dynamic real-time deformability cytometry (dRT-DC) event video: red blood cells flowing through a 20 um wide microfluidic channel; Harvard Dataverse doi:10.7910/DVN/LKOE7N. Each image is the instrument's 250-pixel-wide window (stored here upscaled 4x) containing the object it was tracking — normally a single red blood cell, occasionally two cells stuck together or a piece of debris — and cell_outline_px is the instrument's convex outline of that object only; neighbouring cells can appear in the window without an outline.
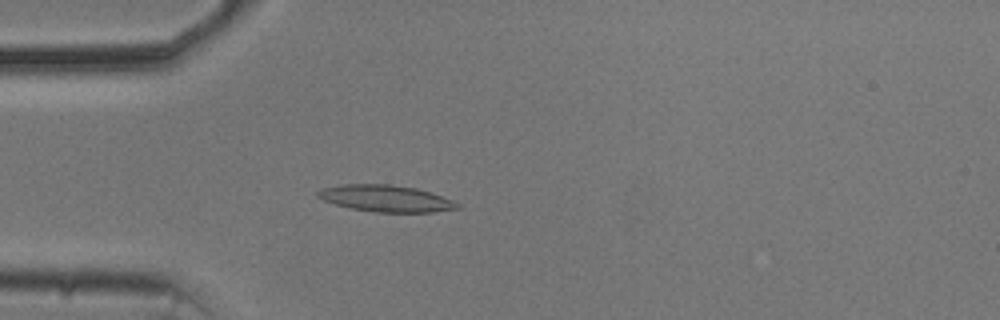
{"species": "common noctule bat (a hibernating species)", "species_latin": "Nyctalus noctula", "temperature_condition": "cold", "stored_images_in_passage": 54, "camera_frame_rate_fps": 3000, "um_per_image_px": 0.085, "animal": {"sex": "male", "body_mass_g": 20.5, "forearm_length_mm": 52.5}, "frame": {"image": 1, "passage_image": 15, "time_ms": 4.667, "image_size_px": [1000, 320], "cell_outline_px": [[460, 208], [432, 212], [376, 212], [348, 208], [324, 200], [316, 196], [316, 192], [324, 188], [344, 184], [388, 184], [416, 188], [452, 200], [460, 204]], "centroid_in_image_um": [32.78, 16.87], "position_along_channel_um": 52.2, "area_um2": 21.44}}
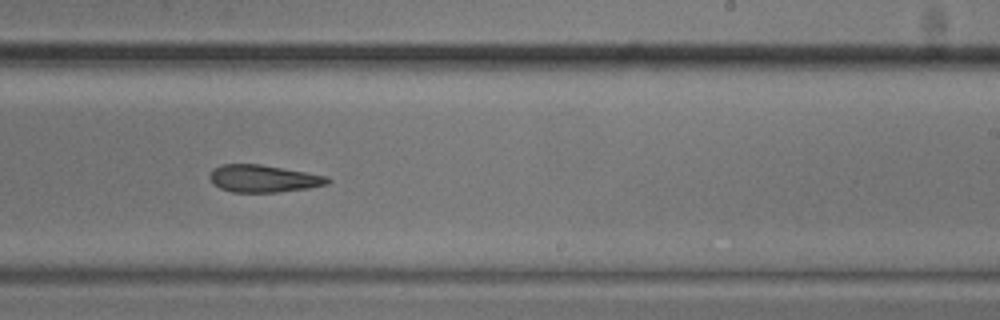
{"frame": {"image": 2, "passage_image": 33, "time_ms": 10.667, "image_size_px": [1000, 320], "cell_outline_px": [[332, 180], [328, 184], [308, 188], [280, 192], [232, 192], [220, 188], [212, 184], [208, 176], [212, 168], [220, 164], [260, 164], [328, 176]], "centroid_in_image_um": [22.36, 15.18], "position_along_channel_um": 266.6, "area_um2": 18.96}}
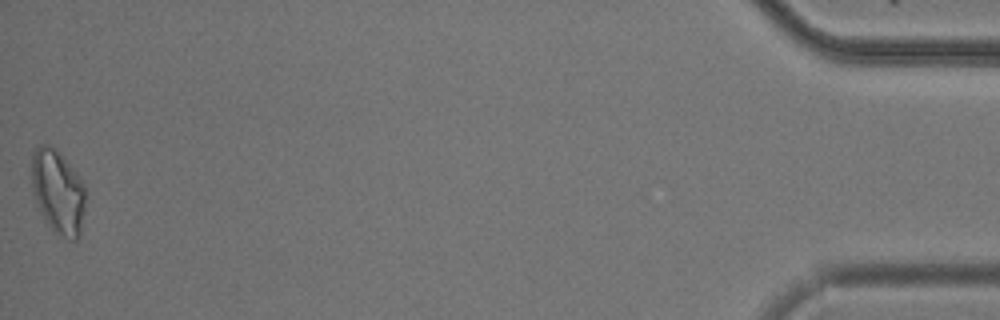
{"frame": {"image": 3, "passage_image": 54, "time_ms": 17.667, "image_size_px": [1000, 320], "cell_outline_px": [[88, 196], [80, 236], [76, 240], [68, 240], [56, 232], [48, 224], [32, 192], [32, 152], [40, 144], [48, 144], [56, 148], [76, 172], [84, 184]], "centroid_in_image_um": [4.98, 16.29], "position_along_channel_um": 430.2, "area_um2": 26.7}}